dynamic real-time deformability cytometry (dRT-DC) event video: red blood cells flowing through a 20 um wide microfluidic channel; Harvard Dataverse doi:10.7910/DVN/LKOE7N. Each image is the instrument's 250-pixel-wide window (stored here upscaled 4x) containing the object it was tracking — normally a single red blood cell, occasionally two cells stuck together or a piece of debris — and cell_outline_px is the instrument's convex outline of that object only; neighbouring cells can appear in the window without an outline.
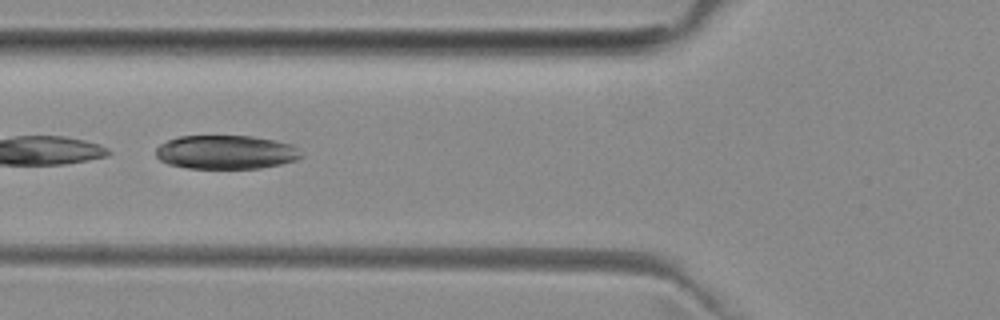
{"species": "common noctule bat (a hibernating species)", "species_latin": "Nyctalus noctula", "temperature_condition": "room temperature", "stored_images_in_passage": 5, "camera_frame_rate_fps": 3000, "um_per_image_px": 0.085, "animal": {"sex": "female", "body_mass_g": 29.2, "forearm_length_mm": 56.3}, "frame": {"image": 1, "passage_image": 5, "time_ms": 4.333, "image_size_px": [1000, 320], "cell_outline_px": [[304, 156], [296, 160], [280, 164], [260, 168], [188, 168], [168, 164], [160, 160], [156, 156], [156, 148], [160, 144], [168, 140], [180, 136], [252, 136], [292, 144]], "centroid_in_image_um": [19.19, 12.93], "position_along_channel_um": 106.6, "area_um2": 28.55}}